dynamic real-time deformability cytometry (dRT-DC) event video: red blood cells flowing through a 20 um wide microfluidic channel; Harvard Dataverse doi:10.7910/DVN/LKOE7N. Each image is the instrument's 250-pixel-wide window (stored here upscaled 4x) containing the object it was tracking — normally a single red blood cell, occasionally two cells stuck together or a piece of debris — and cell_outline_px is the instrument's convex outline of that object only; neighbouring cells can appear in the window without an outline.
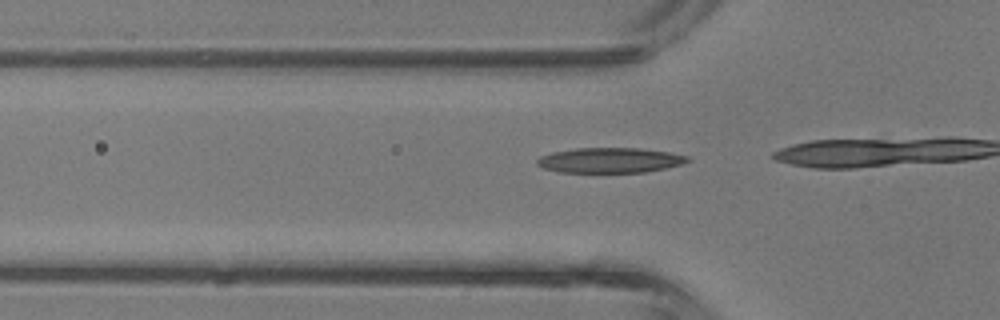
{"species": "common noctule bat (a hibernating species)", "species_latin": "Nyctalus noctula", "temperature_condition": "room temperature", "stored_images_in_passage": 14, "camera_frame_rate_fps": 3000, "um_per_image_px": 0.085, "animal": {"sex": "male", "body_mass_g": 13.3}, "frame": {"image": 1, "passage_image": 11, "time_ms": 3.333, "image_size_px": [1000, 320], "cell_outline_px": [[692, 160], [680, 164], [664, 168], [644, 172], [560, 172], [544, 168], [536, 164], [536, 160], [540, 156], [552, 152], [576, 148], [640, 148], [668, 152], [688, 156]], "centroid_in_image_um": [51.82, 13.61], "position_along_channel_um": 74.0, "area_um2": 21.91}}